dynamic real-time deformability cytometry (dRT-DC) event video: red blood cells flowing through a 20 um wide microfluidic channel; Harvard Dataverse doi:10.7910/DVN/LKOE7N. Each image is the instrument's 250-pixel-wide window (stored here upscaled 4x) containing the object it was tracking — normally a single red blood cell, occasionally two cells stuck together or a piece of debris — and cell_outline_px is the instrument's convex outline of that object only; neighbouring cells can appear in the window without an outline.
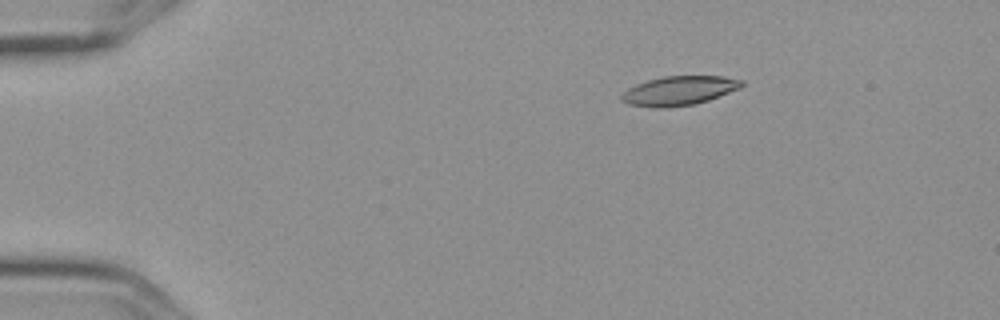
{"species": "Egyptian fruit bat (a non-hibernating species)", "species_latin": "Rousettus aegyptiacus", "temperature_condition": "cold", "stored_images_in_passage": 5, "camera_frame_rate_fps": 3000, "um_per_image_px": 0.085, "frame": {"image": 1, "passage_image": 3, "time_ms": 0.667, "image_size_px": [1000, 320], "cell_outline_px": [[744, 84], [740, 88], [708, 100], [692, 104], [664, 108], [652, 108], [628, 104], [620, 100], [620, 96], [628, 88], [636, 84], [648, 80], [664, 76], [724, 76], [744, 80]], "centroid_in_image_um": [57.7, 7.71], "position_along_channel_um": 27.3, "area_um2": 20.46}}